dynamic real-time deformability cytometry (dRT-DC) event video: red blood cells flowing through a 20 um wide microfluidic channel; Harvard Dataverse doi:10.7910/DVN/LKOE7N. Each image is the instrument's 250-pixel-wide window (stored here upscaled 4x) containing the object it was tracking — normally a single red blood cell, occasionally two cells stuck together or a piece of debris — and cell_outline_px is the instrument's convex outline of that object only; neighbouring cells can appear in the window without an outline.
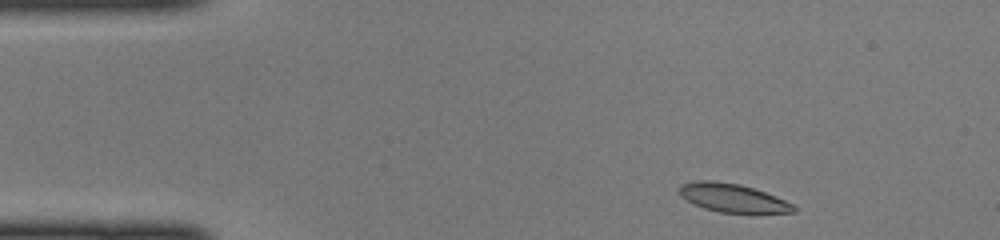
{"species": "common noctule bat (a hibernating species)", "species_latin": "Nyctalus noctula", "temperature_condition": "cold", "stored_images_in_passage": 43, "camera_frame_rate_fps": 3000, "um_per_image_px": 0.085, "animal": {"sex": "female", "body_mass_g": 22.0, "forearm_length_mm": 56.7}, "frame": {"image": 1, "passage_image": 2, "time_ms": 0.333, "image_size_px": [1000, 240], "cell_outline_px": [[796, 212], [752, 216], [720, 212], [704, 208], [680, 196], [680, 188], [684, 184], [696, 180], [712, 180], [740, 184], [776, 196], [796, 204]], "centroid_in_image_um": [62.43, 16.89], "position_along_channel_um": 22.6, "area_um2": 19.71}}
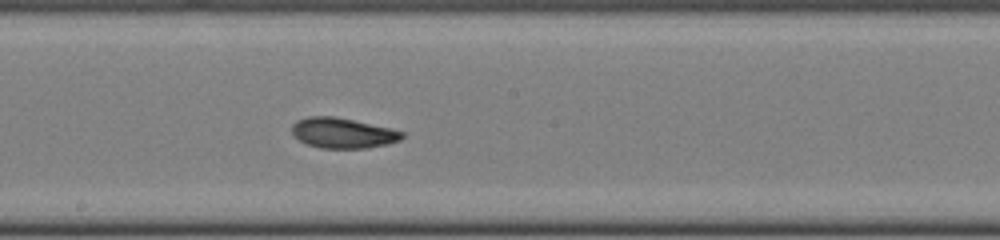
{"frame": {"image": 2, "passage_image": 21, "time_ms": 6.667, "image_size_px": [1000, 240], "cell_outline_px": [[404, 136], [400, 140], [388, 144], [368, 148], [320, 148], [304, 144], [292, 132], [292, 124], [296, 120], [308, 116], [332, 116], [392, 128], [404, 132]], "centroid_in_image_um": [29.14, 11.31], "position_along_channel_um": 219.1, "area_um2": 19.54}}
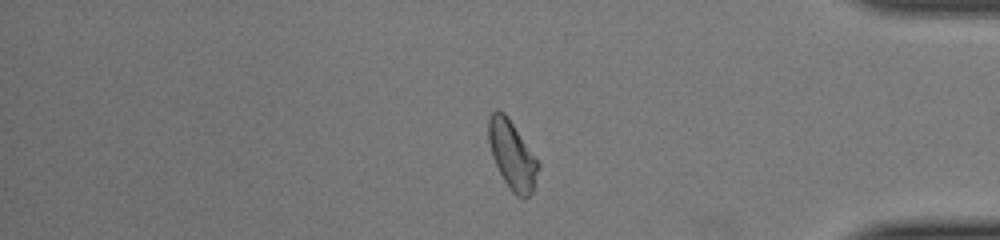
{"frame": {"image": 3, "passage_image": 35, "time_ms": 11.333, "image_size_px": [1000, 240], "cell_outline_px": [[540, 164], [532, 192], [528, 196], [516, 196], [512, 192], [504, 180], [492, 156], [488, 140], [488, 116], [496, 108], [504, 112], [508, 116]], "centroid_in_image_um": [43.51, 13.12], "position_along_channel_um": 391.7, "area_um2": 19.59}}